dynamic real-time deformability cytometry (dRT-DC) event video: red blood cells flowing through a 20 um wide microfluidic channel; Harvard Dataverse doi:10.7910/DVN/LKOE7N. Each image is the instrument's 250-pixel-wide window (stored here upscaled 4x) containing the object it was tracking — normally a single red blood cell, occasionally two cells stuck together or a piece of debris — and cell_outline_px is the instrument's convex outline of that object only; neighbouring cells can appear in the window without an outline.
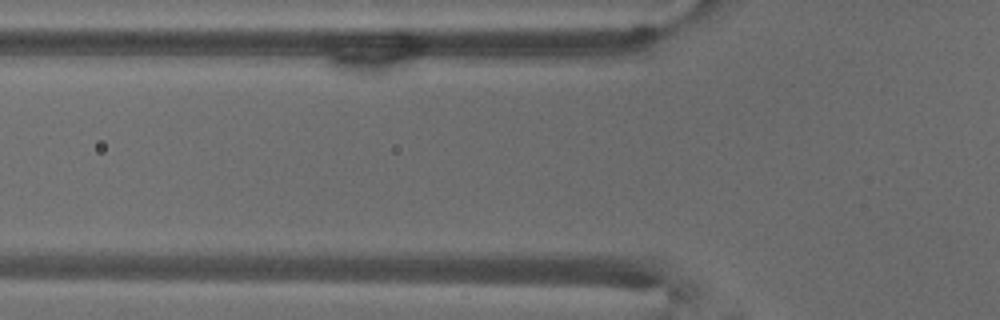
{"species": "common noctule bat (a hibernating species)", "species_latin": "Nyctalus noctula", "temperature_condition": "warm", "stored_images_in_passage": 4, "camera_frame_rate_fps": 3000, "um_per_image_px": 0.085, "animal": {"sex": "male", "body_mass_g": 18.8}, "frame": {"image": 1, "passage_image": 2, "time_ms": 0.333, "image_size_px": [1000, 320], "cell_outline_px": [[592, 44], [580, 52], [556, 64], [504, 64], [428, 56], [424, 52], [428, 44]], "centroid_in_image_um": [43.08, 4.48], "position_along_channel_um": 82.7, "area_um2": 19.25}}